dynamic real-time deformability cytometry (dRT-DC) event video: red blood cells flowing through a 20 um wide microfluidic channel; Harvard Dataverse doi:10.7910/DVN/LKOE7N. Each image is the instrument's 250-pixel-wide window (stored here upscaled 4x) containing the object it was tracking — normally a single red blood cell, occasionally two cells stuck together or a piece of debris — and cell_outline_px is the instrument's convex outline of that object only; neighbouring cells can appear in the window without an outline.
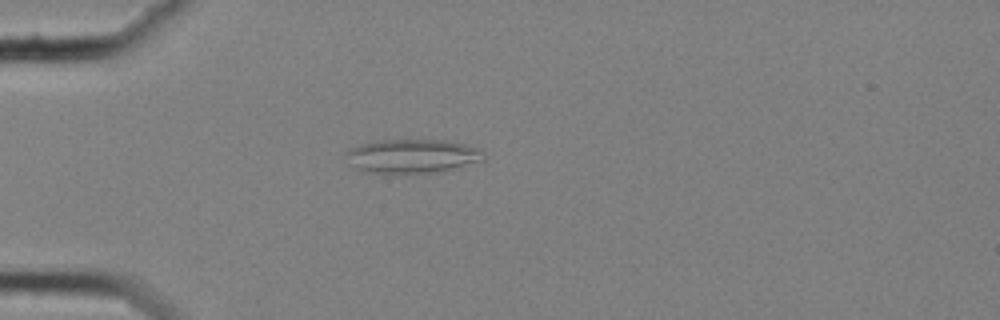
{"species": "common noctule bat (a hibernating species)", "species_latin": "Nyctalus noctula", "temperature_condition": "cold", "stored_images_in_passage": 42, "camera_frame_rate_fps": 3000, "um_per_image_px": 0.085, "animal": {"sex": "female", "body_mass_g": 25.1}, "frame": {"image": 1, "passage_image": 1, "time_ms": 0.0, "image_size_px": [1000, 320], "cell_outline_px": [[484, 160], [444, 172], [372, 172], [356, 168], [348, 164], [344, 156], [344, 152], [348, 148], [360, 144], [380, 140], [444, 140], [464, 144], [480, 148], [484, 152]], "centroid_in_image_um": [35.04, 13.25], "position_along_channel_um": 50.0, "area_um2": 27.34}}
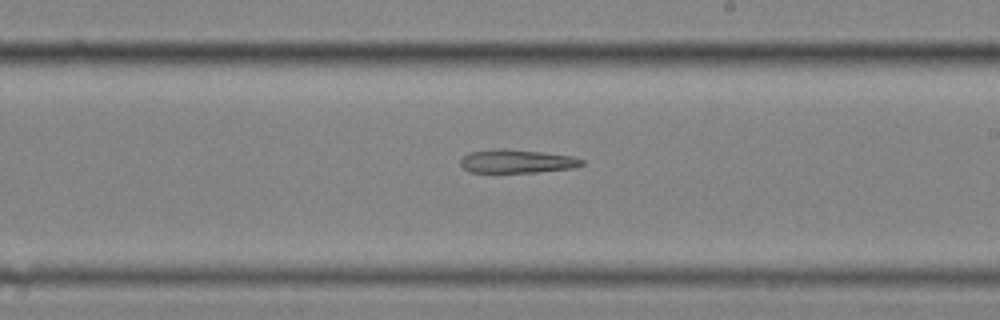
{"frame": {"image": 2, "passage_image": 19, "time_ms": 6.0, "image_size_px": [1000, 320], "cell_outline_px": [[584, 164], [572, 168], [536, 172], [468, 172], [460, 164], [460, 160], [468, 152], [492, 148], [504, 148], [576, 156], [584, 160]], "centroid_in_image_um": [43.92, 13.69], "position_along_channel_um": 245.1, "area_um2": 16.76}}
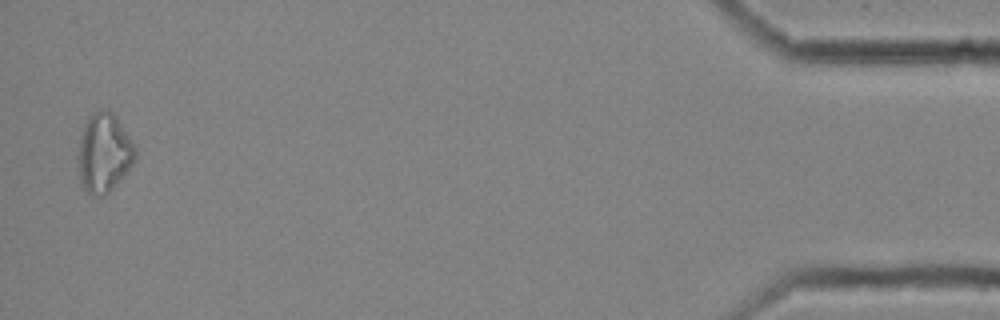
{"frame": {"image": 3, "passage_image": 41, "time_ms": 13.333, "image_size_px": [1000, 320], "cell_outline_px": [[136, 160], [112, 188], [104, 196], [92, 196], [80, 184], [76, 160], [76, 156], [80, 136], [84, 124], [88, 116], [92, 112], [104, 108], [108, 108], [116, 116], [136, 148]], "centroid_in_image_um": [8.79, 12.98], "position_along_channel_um": 426.4, "area_um2": 26.76}}